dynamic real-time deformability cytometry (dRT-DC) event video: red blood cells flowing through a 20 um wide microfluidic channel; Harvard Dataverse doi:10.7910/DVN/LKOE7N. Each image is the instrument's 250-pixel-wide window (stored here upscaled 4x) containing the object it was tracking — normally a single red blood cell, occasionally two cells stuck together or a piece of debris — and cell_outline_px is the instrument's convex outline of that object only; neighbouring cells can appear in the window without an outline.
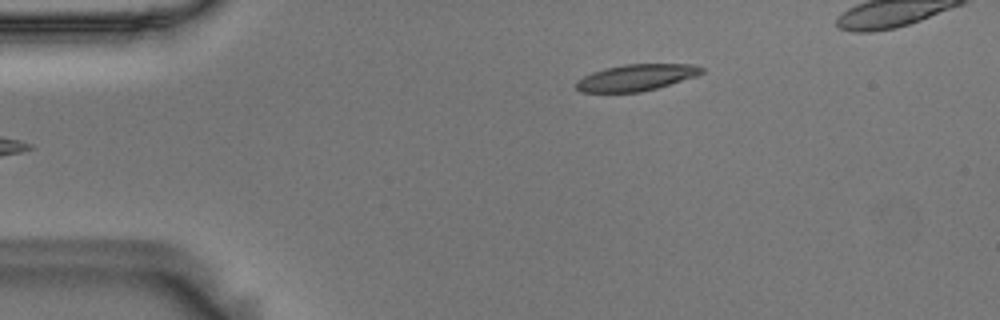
{"species": "Egyptian fruit bat (a non-hibernating species)", "species_latin": "Rousettus aegyptiacus", "temperature_condition": "room temperature", "stored_images_in_passage": 18, "camera_frame_rate_fps": 3000, "um_per_image_px": 0.085, "animal": {"sex": "male"}, "frame": {"image": 1, "passage_image": 1, "time_ms": 0.0, "image_size_px": [1000, 320], "cell_outline_px": [[704, 72], [696, 76], [656, 88], [640, 92], [580, 92], [576, 88], [576, 80], [592, 72], [604, 68], [624, 64], [692, 64], [704, 68]], "centroid_in_image_um": [54.06, 6.58], "position_along_channel_um": 30.9, "area_um2": 19.31}}
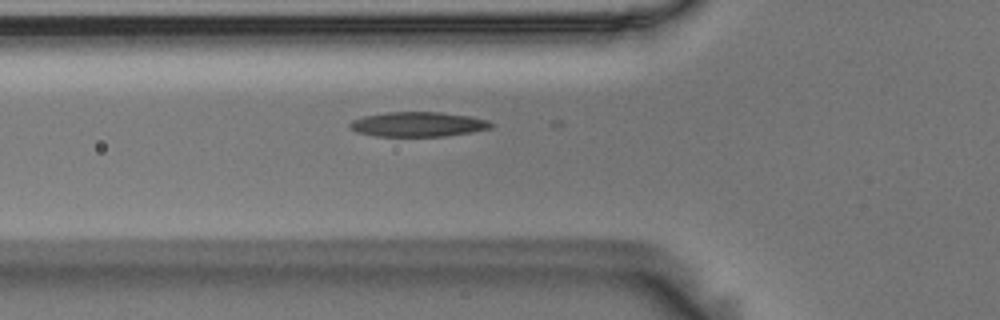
{"frame": {"image": 2, "passage_image": 10, "time_ms": 3.0, "image_size_px": [1000, 320], "cell_outline_px": [[492, 128], [472, 132], [444, 136], [376, 136], [356, 132], [348, 124], [352, 120], [364, 116], [388, 112], [440, 112], [468, 116], [488, 120], [492, 124]], "centroid_in_image_um": [35.53, 10.56], "position_along_channel_um": 90.3, "area_um2": 20.23}}
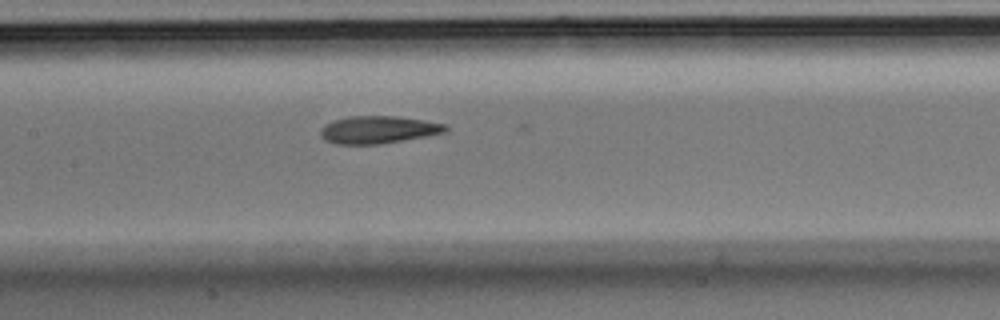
{"frame": {"image": 3, "passage_image": 17, "time_ms": 5.333, "image_size_px": [1000, 320], "cell_outline_px": [[448, 128], [444, 132], [424, 136], [380, 144], [336, 144], [324, 140], [320, 136], [320, 128], [324, 124], [332, 120], [348, 116], [396, 116], [424, 120], [444, 124]], "centroid_in_image_um": [32.06, 11.02], "position_along_channel_um": 175.3, "area_um2": 20.0}}